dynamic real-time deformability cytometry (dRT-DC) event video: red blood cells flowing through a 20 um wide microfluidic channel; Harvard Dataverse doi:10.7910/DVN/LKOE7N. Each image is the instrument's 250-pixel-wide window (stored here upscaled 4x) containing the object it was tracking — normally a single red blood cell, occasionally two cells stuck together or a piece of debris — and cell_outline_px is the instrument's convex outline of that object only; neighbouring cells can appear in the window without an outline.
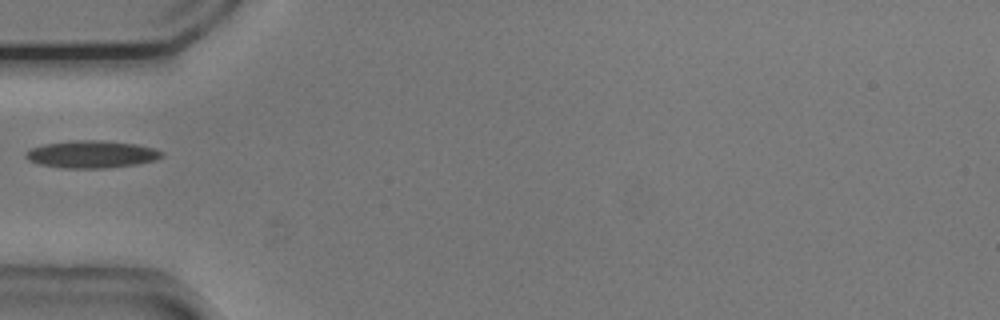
{"species": "common noctule bat (a hibernating species)", "species_latin": "Nyctalus noctula", "temperature_condition": "cold", "stored_images_in_passage": 35, "camera_frame_rate_fps": 3000, "um_per_image_px": 0.085, "animal": {"sex": "male", "body_mass_g": 20.5, "forearm_length_mm": 52.5}, "frame": {"image": 1, "passage_image": 1, "time_ms": 0.0, "image_size_px": [1000, 320], "cell_outline_px": [[164, 156], [156, 160], [136, 164], [104, 168], [60, 168], [40, 164], [28, 160], [24, 156], [24, 152], [32, 148], [44, 144], [72, 140], [100, 140], [136, 144], [152, 148], [164, 152]], "centroid_in_image_um": [7.77, 13.11], "position_along_channel_um": 77.2, "area_um2": 21.73}}
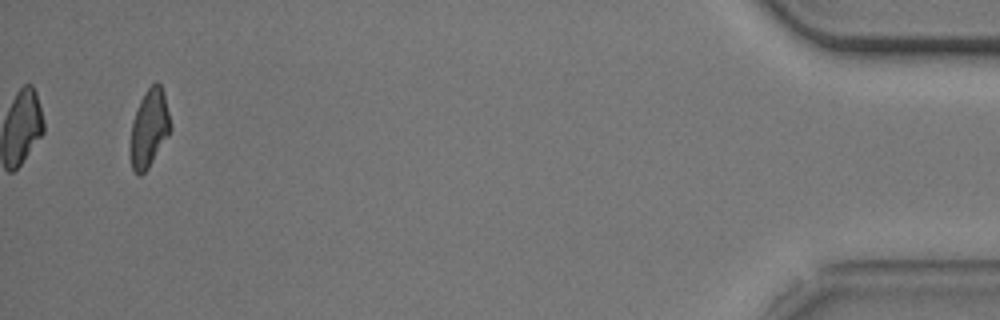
{"frame": {"image": 2, "passage_image": 35, "time_ms": 11.333, "image_size_px": [1000, 320], "cell_outline_px": [[172, 128], [168, 136], [148, 168], [140, 176], [132, 168], [128, 152], [128, 148], [132, 120], [140, 100], [144, 92], [156, 80], [160, 84], [164, 96]], "centroid_in_image_um": [12.64, 10.93], "position_along_channel_um": 422.6, "area_um2": 18.38}}